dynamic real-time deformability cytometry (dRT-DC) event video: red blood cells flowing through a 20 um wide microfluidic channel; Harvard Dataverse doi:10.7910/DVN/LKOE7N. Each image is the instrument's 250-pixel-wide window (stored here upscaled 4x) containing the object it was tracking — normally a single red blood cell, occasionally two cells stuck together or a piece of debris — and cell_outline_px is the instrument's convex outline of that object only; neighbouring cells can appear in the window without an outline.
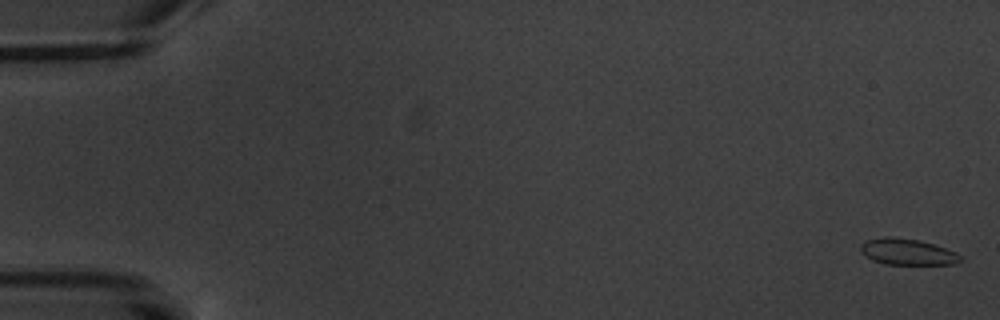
{"species": "common noctule bat (a hibernating species)", "species_latin": "Nyctalus noctula", "temperature_condition": "warm", "stored_images_in_passage": 6, "camera_frame_rate_fps": 3000, "um_per_image_px": 0.085, "animal": {"sex": "male", "body_mass_g": 20.1, "forearm_length_mm": 53.5}, "frame": {"image": 1, "passage_image": 1, "time_ms": 0.0, "image_size_px": [1000, 320], "cell_outline_px": [[964, 260], [956, 264], [884, 264], [872, 260], [864, 256], [860, 252], [860, 244], [864, 240], [884, 236], [892, 236], [916, 240], [932, 244], [956, 252]], "centroid_in_image_um": [77.07, 21.41], "position_along_channel_um": 7.9, "area_um2": 15.37}}
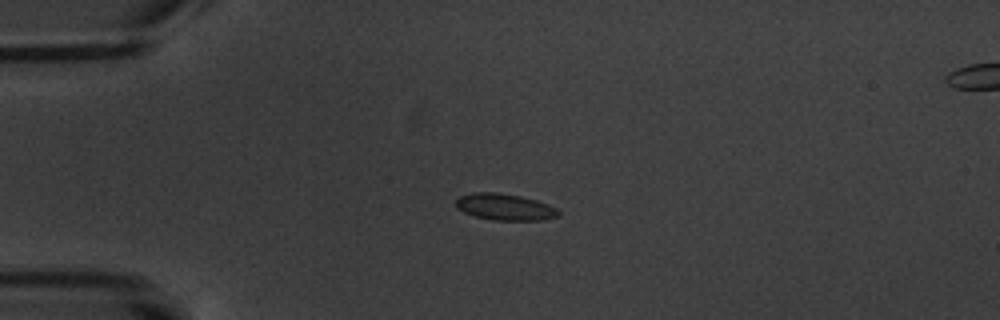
{"frame": {"image": 2, "passage_image": 5, "time_ms": 4.667, "image_size_px": [1000, 320], "cell_outline_px": [[560, 216], [544, 220], [492, 220], [472, 216], [456, 208], [456, 200], [460, 196], [472, 192], [496, 192], [520, 196], [536, 200], [548, 204], [556, 208], [560, 212]], "centroid_in_image_um": [42.91, 17.6], "position_along_channel_um": 42.1, "area_um2": 16.01}}